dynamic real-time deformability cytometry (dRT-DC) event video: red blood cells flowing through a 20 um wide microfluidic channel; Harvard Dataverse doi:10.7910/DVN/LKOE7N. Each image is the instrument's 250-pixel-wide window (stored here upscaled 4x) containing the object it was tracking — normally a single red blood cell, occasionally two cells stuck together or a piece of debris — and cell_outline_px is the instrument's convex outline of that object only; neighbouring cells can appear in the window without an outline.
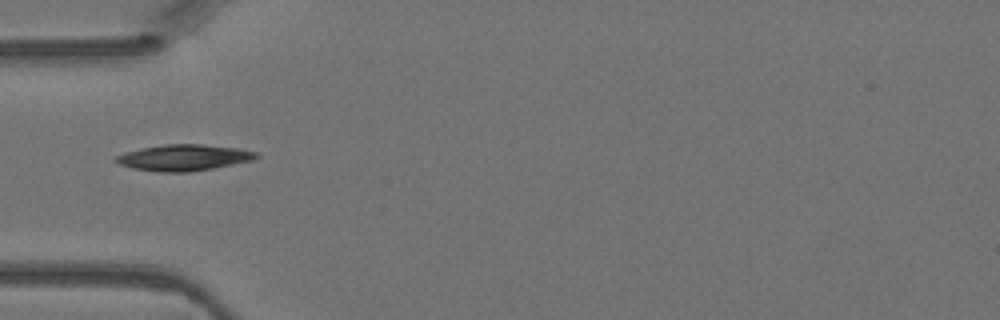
{"species": "Egyptian fruit bat (a non-hibernating species)", "species_latin": "Rousettus aegyptiacus", "temperature_condition": "warm", "stored_images_in_passage": 2, "camera_frame_rate_fps": 3000, "um_per_image_px": 0.085, "animal": {"sex": "female"}, "frame": {"image": 1, "passage_image": 1, "time_ms": 0.0, "image_size_px": [1000, 320], "cell_outline_px": [[260, 156], [252, 160], [212, 168], [188, 172], [156, 172], [132, 168], [120, 164], [112, 160], [116, 156], [140, 148], [164, 144], [204, 144], [240, 148], [256, 152]], "centroid_in_image_um": [15.61, 13.39], "position_along_channel_um": 69.4, "area_um2": 21.39}}
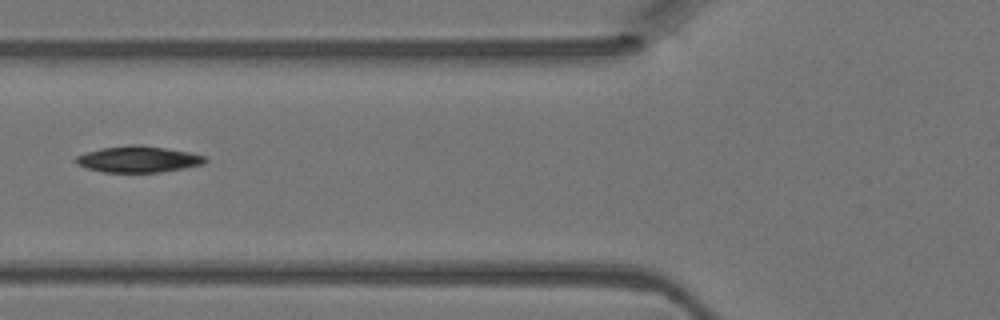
{"frame": {"image": 2, "passage_image": 2, "time_ms": 0.333, "image_size_px": [1000, 320], "cell_outline_px": [[208, 160], [204, 164], [184, 168], [160, 172], [104, 172], [88, 168], [76, 164], [72, 160], [76, 156], [100, 148], [132, 144], [140, 144], [188, 152], [208, 156]], "centroid_in_image_um": [11.76, 13.53], "position_along_channel_um": 114.0, "area_um2": 19.88}}